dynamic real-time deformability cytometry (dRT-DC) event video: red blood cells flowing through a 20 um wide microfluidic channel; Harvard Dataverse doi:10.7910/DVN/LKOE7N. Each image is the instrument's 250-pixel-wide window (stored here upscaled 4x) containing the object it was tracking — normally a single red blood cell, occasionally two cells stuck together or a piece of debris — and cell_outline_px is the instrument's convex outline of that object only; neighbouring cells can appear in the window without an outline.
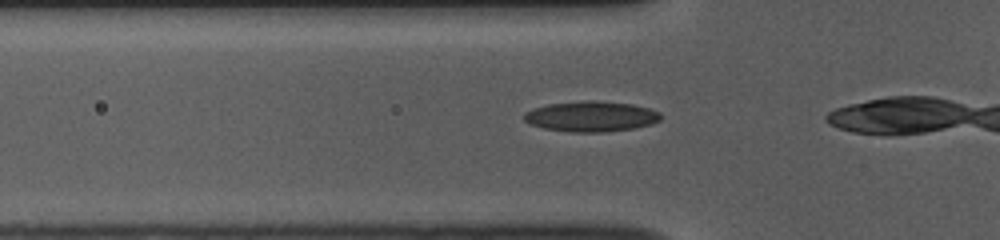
{"species": "common noctule bat (a hibernating species)", "species_latin": "Nyctalus noctula", "temperature_condition": "room temperature", "stored_images_in_passage": 13, "camera_frame_rate_fps": 3000, "um_per_image_px": 0.085, "animal": {"sex": "female", "body_mass_g": 10.0, "forearm_length_mm": 53.1}, "frame": {"image": 1, "passage_image": 11, "time_ms": 3.333, "image_size_px": [1000, 240], "cell_outline_px": [[660, 120], [652, 124], [632, 128], [600, 132], [572, 132], [544, 128], [532, 124], [524, 120], [524, 112], [532, 108], [548, 104], [632, 104], [648, 108], [660, 112]], "centroid_in_image_um": [50.23, 9.95], "position_along_channel_um": 75.6, "area_um2": 22.77}}